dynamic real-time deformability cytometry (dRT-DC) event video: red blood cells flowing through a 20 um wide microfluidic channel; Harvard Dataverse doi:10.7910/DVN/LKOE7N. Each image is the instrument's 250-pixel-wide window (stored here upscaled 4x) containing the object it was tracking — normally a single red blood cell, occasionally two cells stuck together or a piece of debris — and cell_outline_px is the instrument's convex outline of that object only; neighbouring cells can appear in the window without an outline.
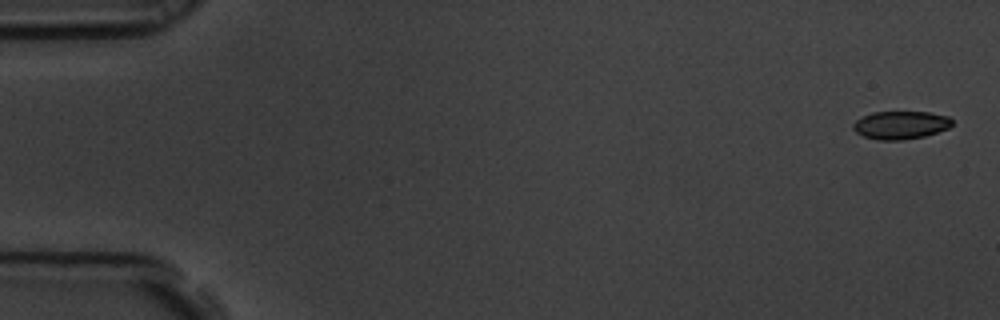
{"species": "common noctule bat (a hibernating species)", "species_latin": "Nyctalus noctula", "temperature_condition": "room temperature", "stored_images_in_passage": 8, "camera_frame_rate_fps": 3000, "um_per_image_px": 0.085, "animal": {"sex": "male", "body_mass_g": 19.5, "forearm_length_mm": 54.6}, "frame": {"image": 1, "passage_image": 1, "time_ms": 0.0, "image_size_px": [1000, 320], "cell_outline_px": [[952, 124], [948, 128], [924, 136], [900, 140], [880, 140], [864, 136], [856, 132], [852, 128], [852, 124], [856, 120], [872, 112], [928, 112], [948, 116], [952, 120]], "centroid_in_image_um": [76.54, 10.62], "position_along_channel_um": 8.5, "area_um2": 16.01}}
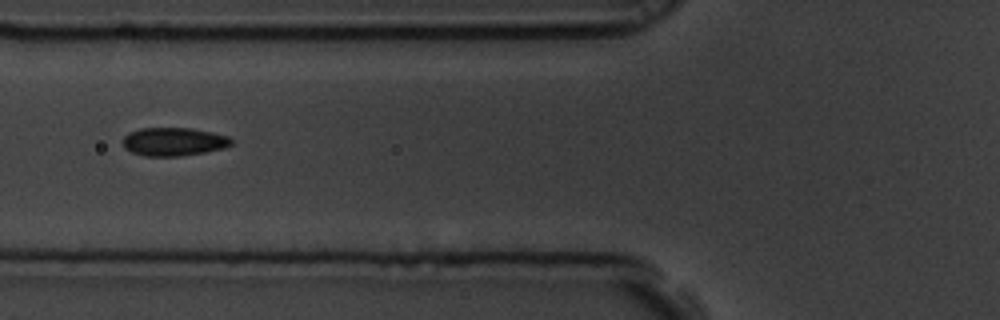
{"frame": {"image": 2, "passage_image": 7, "time_ms": 2.0, "image_size_px": [1000, 320], "cell_outline_px": [[232, 144], [224, 148], [204, 152], [180, 156], [144, 156], [132, 152], [124, 148], [124, 136], [128, 132], [140, 128], [192, 128], [212, 132], [228, 136], [232, 140]], "centroid_in_image_um": [14.76, 12.04], "position_along_channel_um": 111.0, "area_um2": 17.92}}
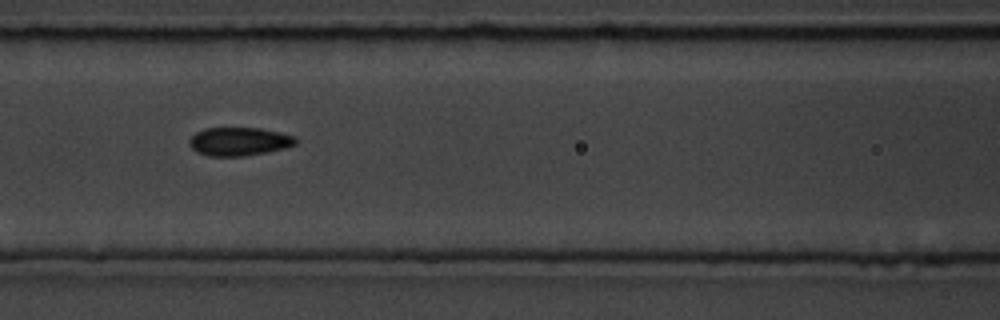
{"frame": {"image": 3, "passage_image": 8, "time_ms": 2.333, "image_size_px": [1000, 320], "cell_outline_px": [[296, 144], [284, 148], [268, 152], [244, 156], [208, 156], [196, 152], [188, 144], [188, 140], [196, 132], [204, 128], [260, 128], [280, 132], [296, 136]], "centroid_in_image_um": [20.31, 12.03], "position_along_channel_um": 146.3, "area_um2": 17.74}}